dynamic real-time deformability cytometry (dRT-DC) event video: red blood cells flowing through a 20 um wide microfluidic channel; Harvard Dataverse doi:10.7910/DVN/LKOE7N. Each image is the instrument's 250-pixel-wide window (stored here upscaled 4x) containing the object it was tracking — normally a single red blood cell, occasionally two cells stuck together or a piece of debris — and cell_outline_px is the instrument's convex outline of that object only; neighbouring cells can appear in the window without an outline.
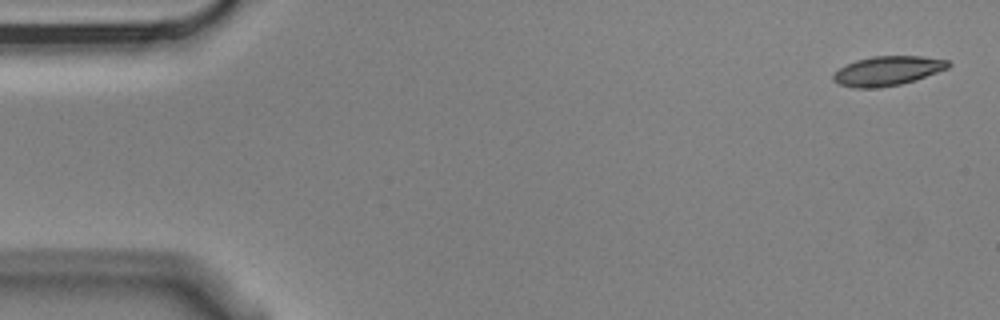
{"species": "Egyptian fruit bat (a non-hibernating species)", "species_latin": "Rousettus aegyptiacus", "temperature_condition": "cold", "stored_images_in_passage": 6, "camera_frame_rate_fps": 3000, "um_per_image_px": 0.085, "animal": {"sex": "male"}, "frame": {"image": 1, "passage_image": 1, "time_ms": 0.0, "image_size_px": [1000, 320], "cell_outline_px": [[952, 64], [948, 68], [916, 80], [900, 84], [880, 88], [852, 88], [840, 84], [832, 80], [832, 76], [840, 68], [856, 60], [872, 56], [924, 56], [948, 60]], "centroid_in_image_um": [75.46, 6.02], "position_along_channel_um": 9.5, "area_um2": 19.77}}
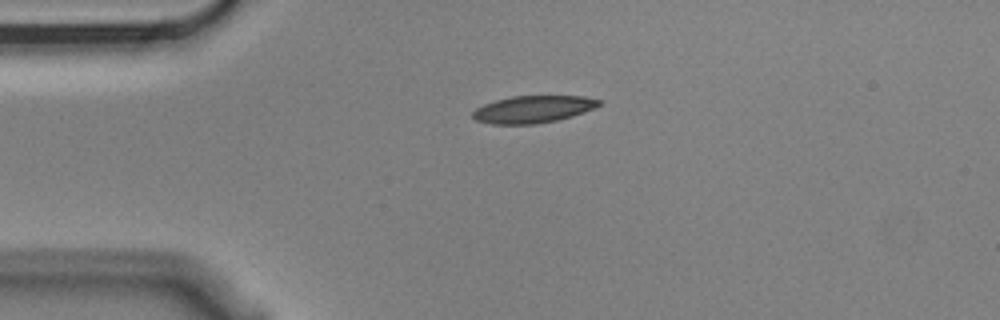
{"frame": {"image": 2, "passage_image": 4, "time_ms": 1.0, "image_size_px": [1000, 320], "cell_outline_px": [[600, 104], [584, 112], [572, 116], [556, 120], [536, 124], [492, 124], [476, 120], [472, 116], [472, 112], [476, 108], [484, 104], [496, 100], [512, 96], [584, 96], [600, 100]], "centroid_in_image_um": [45.28, 9.29], "position_along_channel_um": 39.7, "area_um2": 19.83}}
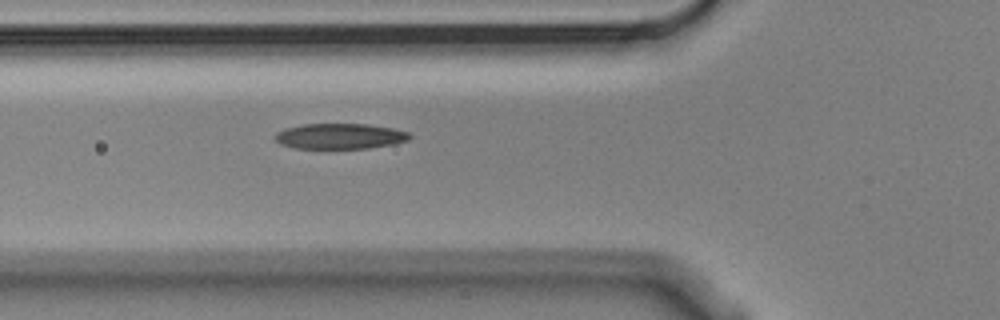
{"frame": {"image": 3, "passage_image": 6, "time_ms": 1.667, "image_size_px": [1000, 320], "cell_outline_px": [[412, 136], [408, 140], [392, 144], [368, 148], [296, 148], [280, 144], [276, 140], [276, 132], [284, 128], [304, 124], [368, 124], [392, 128], [408, 132]], "centroid_in_image_um": [28.89, 11.57], "position_along_channel_um": 96.9, "area_um2": 19.88}}